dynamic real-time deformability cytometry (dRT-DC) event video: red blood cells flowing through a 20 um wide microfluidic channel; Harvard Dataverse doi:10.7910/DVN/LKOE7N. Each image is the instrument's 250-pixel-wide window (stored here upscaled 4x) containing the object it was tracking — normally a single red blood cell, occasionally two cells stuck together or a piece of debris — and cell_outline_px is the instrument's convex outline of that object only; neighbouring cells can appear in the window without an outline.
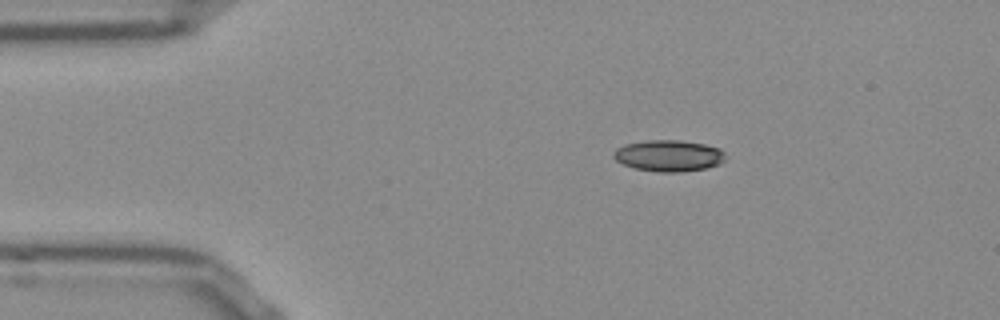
{"species": "Egyptian fruit bat (a non-hibernating species)", "species_latin": "Rousettus aegyptiacus", "temperature_condition": "room temperature", "stored_images_in_passage": 44, "camera_frame_rate_fps": 3000, "um_per_image_px": 0.085, "frame": {"image": 1, "passage_image": 1, "time_ms": 0.0, "image_size_px": [1000, 320], "cell_outline_px": [[724, 160], [720, 164], [708, 168], [680, 172], [656, 172], [636, 168], [624, 164], [616, 160], [612, 156], [612, 152], [616, 148], [624, 144], [648, 140], [680, 140], [704, 144], [720, 148], [724, 152]], "centroid_in_image_um": [56.84, 13.23], "position_along_channel_um": 28.2, "area_um2": 20.58}}
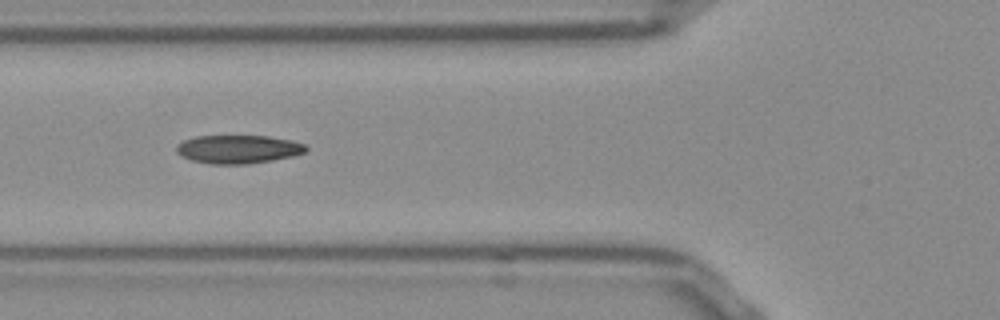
{"frame": {"image": 2, "passage_image": 11, "time_ms": 3.333, "image_size_px": [1000, 320], "cell_outline_px": [[308, 148], [304, 152], [292, 156], [272, 160], [248, 164], [208, 164], [192, 160], [176, 152], [176, 144], [184, 140], [196, 136], [268, 136], [292, 140], [304, 144]], "centroid_in_image_um": [20.23, 12.68], "position_along_channel_um": 105.6, "area_um2": 21.39}}
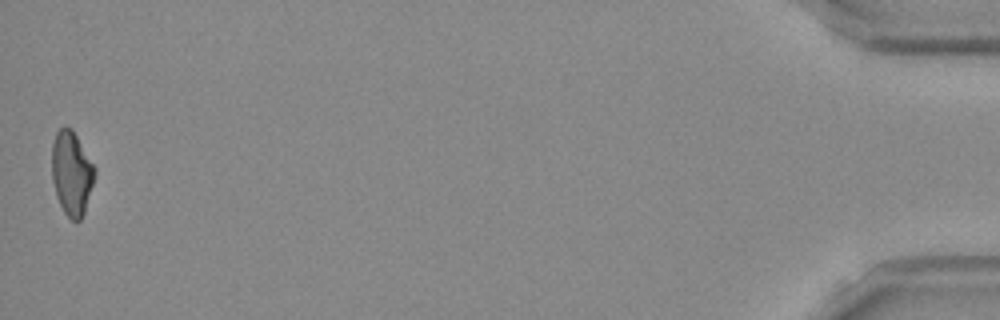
{"frame": {"image": 3, "passage_image": 44, "time_ms": 14.333, "image_size_px": [1000, 320], "cell_outline_px": [[96, 176], [84, 212], [80, 220], [72, 220], [64, 212], [56, 196], [52, 180], [52, 144], [56, 132], [60, 128], [72, 128], [96, 168]], "centroid_in_image_um": [6.1, 14.71], "position_along_channel_um": 429.1, "area_um2": 20.98}, "authors_computed_cell_mechanics": {"area_um2": 21.2126, "velocity_mm_per_s": 3.8498, "shape_relaxation_time_tau1_ms": 5.4194, "shape_relaxation_time_tau2_ms": 3.9932, "deformation_change_tau1": 0.1614, "deformation_change_tau2": 0.0993}}